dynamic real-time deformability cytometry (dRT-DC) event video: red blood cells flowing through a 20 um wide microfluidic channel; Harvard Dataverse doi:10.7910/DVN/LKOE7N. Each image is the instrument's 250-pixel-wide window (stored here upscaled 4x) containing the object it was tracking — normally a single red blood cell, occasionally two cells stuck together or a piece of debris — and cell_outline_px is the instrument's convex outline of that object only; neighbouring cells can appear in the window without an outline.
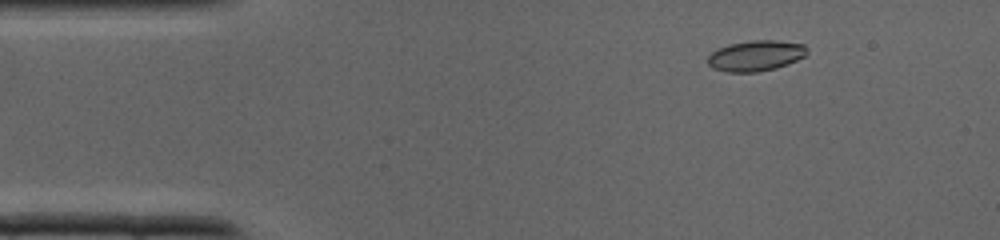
{"species": "common noctule bat (a hibernating species)", "species_latin": "Nyctalus noctula", "temperature_condition": "cold", "stored_images_in_passage": 33, "camera_frame_rate_fps": 3000, "um_per_image_px": 0.085, "animal": {"sex": "male", "body_mass_g": 19.0, "forearm_length_mm": 50.8}, "frame": {"image": 1, "passage_image": 1, "time_ms": 0.0, "image_size_px": [1000, 240], "cell_outline_px": [[808, 52], [804, 56], [788, 64], [776, 68], [756, 72], [728, 72], [712, 68], [708, 64], [708, 56], [716, 48], [728, 44], [752, 40], [776, 40], [804, 44], [808, 48]], "centroid_in_image_um": [64.23, 4.73], "position_along_channel_um": 20.8, "area_um2": 17.86}}
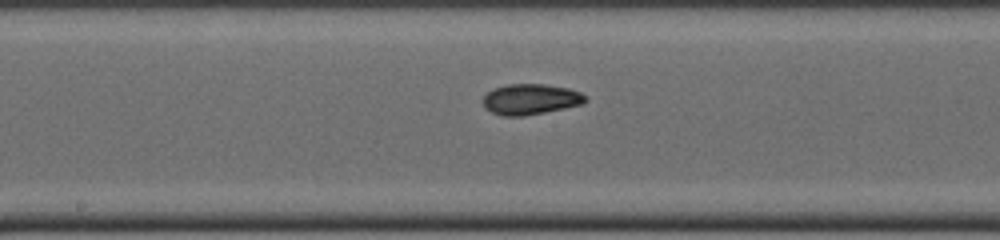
{"frame": {"image": 2, "passage_image": 15, "time_ms": 4.667, "image_size_px": [1000, 240], "cell_outline_px": [[588, 100], [584, 104], [544, 112], [520, 116], [504, 116], [492, 112], [484, 108], [484, 96], [492, 88], [508, 84], [544, 84], [568, 88], [580, 92], [588, 96]], "centroid_in_image_um": [45.12, 8.43], "position_along_channel_um": 203.1, "area_um2": 18.32}}
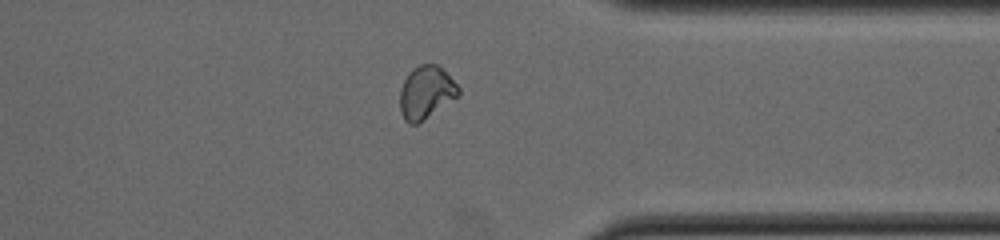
{"frame": {"image": 3, "passage_image": 25, "time_ms": 8.0, "image_size_px": [1000, 240], "cell_outline_px": [[460, 96], [416, 124], [408, 124], [404, 120], [400, 112], [400, 88], [408, 72], [412, 68], [420, 64], [436, 64], [460, 88]], "centroid_in_image_um": [36.19, 7.87], "position_along_channel_um": 375.2, "area_um2": 17.98}}